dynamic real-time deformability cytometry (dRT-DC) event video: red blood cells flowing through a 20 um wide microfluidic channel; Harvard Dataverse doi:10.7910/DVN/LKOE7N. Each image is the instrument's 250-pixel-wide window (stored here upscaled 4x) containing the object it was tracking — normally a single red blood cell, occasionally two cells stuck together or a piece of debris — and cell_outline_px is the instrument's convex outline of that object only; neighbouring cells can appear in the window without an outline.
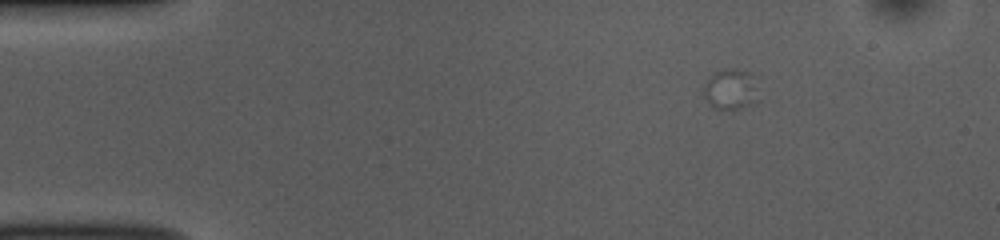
{"species": "common noctule bat (a hibernating species)", "species_latin": "Nyctalus noctula", "temperature_condition": "room temperature", "stored_images_in_passage": 4, "camera_frame_rate_fps": 3000, "um_per_image_px": 0.085, "animal": {"sex": "female", "body_mass_g": 10.0, "forearm_length_mm": 53.1}, "frame": {"image": 1, "passage_image": 1, "time_ms": 0.0, "image_size_px": [1000, 240], "cell_outline_px": [[756, 100], [740, 108], [712, 108], [700, 96], [704, 84], [716, 72], [724, 68], [752, 72], [756, 88]], "centroid_in_image_um": [62.02, 7.59], "position_along_channel_um": 23.0, "area_um2": 12.83}}